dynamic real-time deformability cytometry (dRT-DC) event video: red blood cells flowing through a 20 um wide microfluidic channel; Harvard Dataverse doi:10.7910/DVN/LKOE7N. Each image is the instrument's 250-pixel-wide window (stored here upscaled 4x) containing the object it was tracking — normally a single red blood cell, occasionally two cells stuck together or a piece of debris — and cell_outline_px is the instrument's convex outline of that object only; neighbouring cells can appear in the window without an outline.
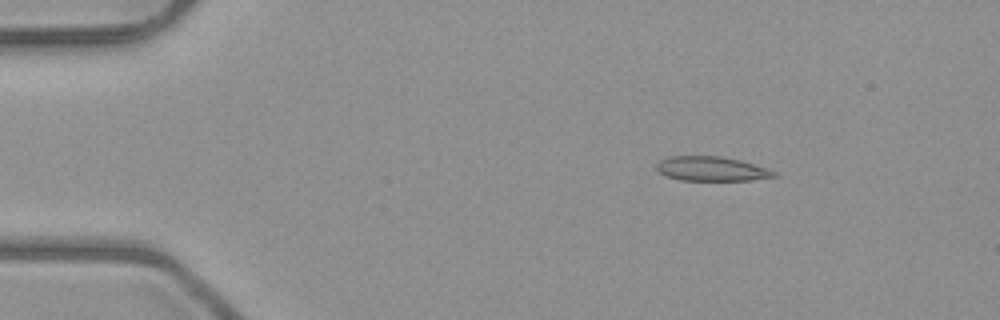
{"species": "common noctule bat (a hibernating species)", "species_latin": "Nyctalus noctula", "temperature_condition": "room temperature", "stored_images_in_passage": 3, "camera_frame_rate_fps": 3000, "um_per_image_px": 0.085, "animal": {"sex": "male", "body_mass_g": 23.1, "forearm_length_mm": 52.7}, "frame": {"image": 1, "passage_image": 1, "time_ms": 0.0, "image_size_px": [1000, 320], "cell_outline_px": [[776, 176], [752, 180], [680, 180], [668, 176], [660, 172], [656, 168], [656, 164], [660, 160], [668, 156], [720, 156], [740, 160], [776, 172]], "centroid_in_image_um": [60.43, 14.34], "position_along_channel_um": 24.6, "area_um2": 16.47}}